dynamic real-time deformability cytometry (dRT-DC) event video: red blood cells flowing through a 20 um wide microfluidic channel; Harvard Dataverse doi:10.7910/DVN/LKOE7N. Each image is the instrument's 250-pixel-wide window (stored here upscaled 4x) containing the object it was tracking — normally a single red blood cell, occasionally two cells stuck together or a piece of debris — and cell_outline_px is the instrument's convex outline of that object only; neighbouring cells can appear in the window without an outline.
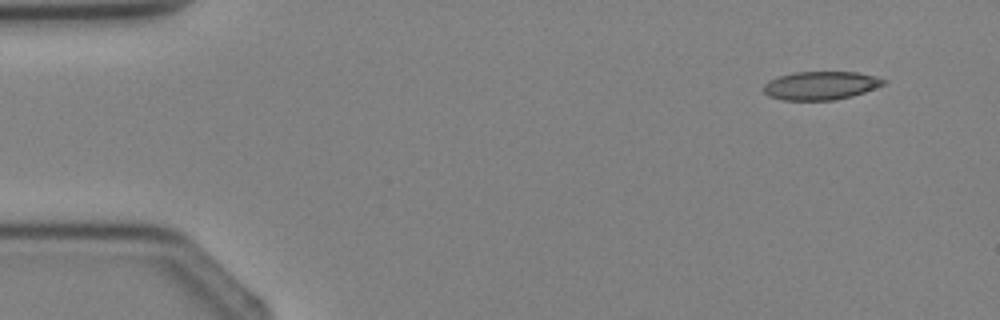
{"species": "Egyptian fruit bat (a non-hibernating species)", "species_latin": "Rousettus aegyptiacus", "temperature_condition": "cold", "stored_images_in_passage": 4, "segment_of_instrument_passage": [1, 2], "camera_frame_rate_fps": 3000, "um_per_image_px": 0.085, "animal": {"sex": "female"}, "frame": {"image": 1, "passage_image": 1, "time_ms": 0.0, "image_size_px": [1000, 320], "cell_outline_px": [[888, 80], [884, 84], [864, 92], [852, 96], [836, 100], [784, 100], [768, 96], [764, 92], [764, 84], [768, 80], [792, 72], [856, 72]], "centroid_in_image_um": [69.73, 7.27], "position_along_channel_um": 15.3, "area_um2": 19.77}}
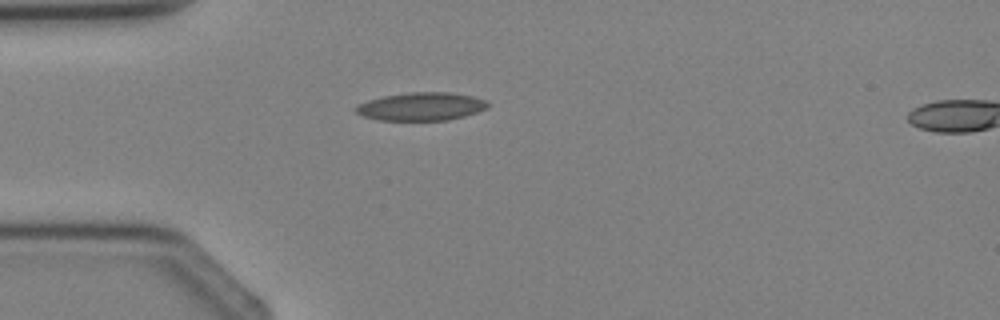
{"frame": {"image": 2, "passage_image": 3, "time_ms": 2.333, "image_size_px": [1000, 320], "cell_outline_px": [[488, 108], [464, 116], [448, 120], [380, 120], [364, 116], [356, 112], [356, 104], [368, 100], [384, 96], [412, 92], [448, 92], [472, 96], [488, 100]], "centroid_in_image_um": [35.83, 9.05], "position_along_channel_um": 49.2, "area_um2": 21.5}}